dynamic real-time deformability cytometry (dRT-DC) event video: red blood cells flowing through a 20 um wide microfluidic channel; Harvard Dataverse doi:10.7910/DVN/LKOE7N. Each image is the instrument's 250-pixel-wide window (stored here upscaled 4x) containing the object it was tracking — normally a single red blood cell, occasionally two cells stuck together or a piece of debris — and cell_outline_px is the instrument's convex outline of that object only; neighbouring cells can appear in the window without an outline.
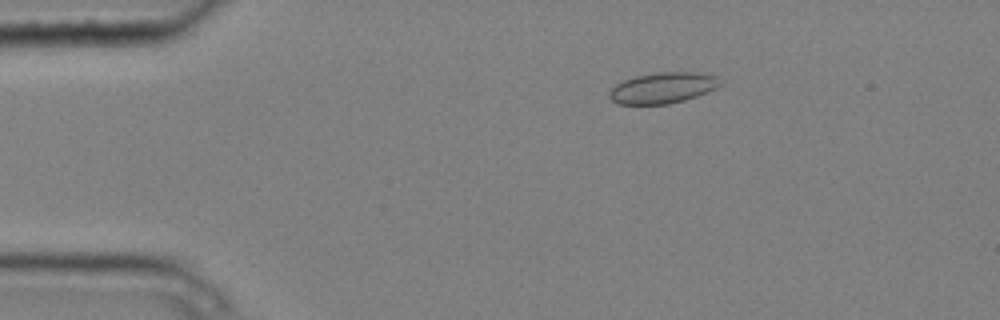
{"species": "common noctule bat (a hibernating species)", "species_latin": "Nyctalus noctula", "temperature_condition": "cold", "stored_images_in_passage": 5, "camera_frame_rate_fps": 3000, "um_per_image_px": 0.085, "animal": {"sex": "male", "body_mass_g": 20.4}, "frame": {"image": 1, "passage_image": 3, "time_ms": 0.667, "image_size_px": [1000, 320], "cell_outline_px": [[720, 84], [716, 88], [696, 96], [684, 100], [668, 104], [620, 104], [612, 100], [608, 96], [608, 92], [616, 84], [624, 80], [636, 76], [660, 72], [696, 72], [716, 76]], "centroid_in_image_um": [56.3, 7.47], "position_along_channel_um": 28.7, "area_um2": 19.71}}
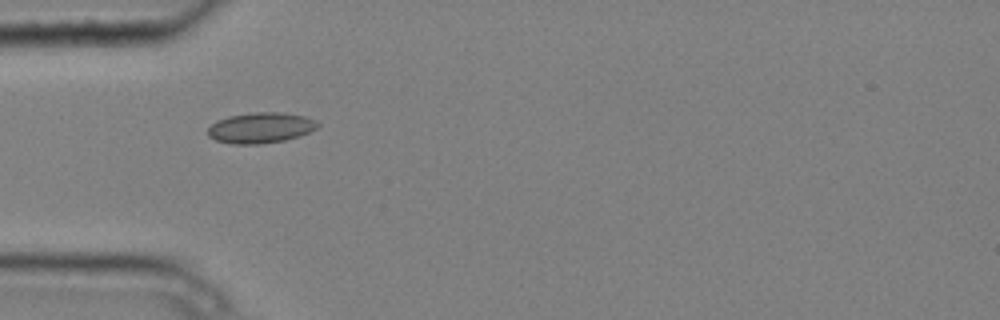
{"frame": {"image": 2, "passage_image": 5, "time_ms": 1.333, "image_size_px": [1000, 320], "cell_outline_px": [[320, 124], [316, 128], [300, 136], [284, 140], [260, 144], [232, 144], [216, 140], [208, 136], [208, 128], [216, 120], [228, 116], [252, 112], [284, 112], [304, 116], [316, 120]], "centroid_in_image_um": [22.15, 10.85], "position_along_channel_um": 62.9, "area_um2": 19.71}}